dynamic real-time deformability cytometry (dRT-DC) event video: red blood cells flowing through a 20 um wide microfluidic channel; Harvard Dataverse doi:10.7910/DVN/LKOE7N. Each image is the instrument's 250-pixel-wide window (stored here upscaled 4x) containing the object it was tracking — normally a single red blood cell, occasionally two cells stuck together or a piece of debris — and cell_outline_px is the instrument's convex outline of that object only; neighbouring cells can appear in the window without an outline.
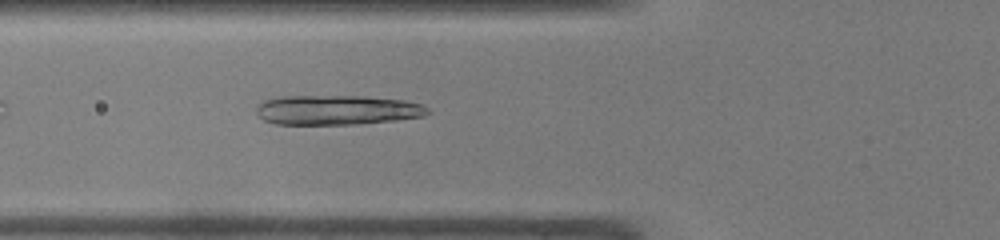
{"species": "common noctule bat (a hibernating species)", "species_latin": "Nyctalus noctula", "temperature_condition": "warm", "stored_images_in_passage": 30, "camera_frame_rate_fps": 3000, "um_per_image_px": 0.085, "animal": {"sex": "male", "body_mass_g": 19.0, "forearm_length_mm": 50.8}, "frame": {"image": 1, "passage_image": 6, "time_ms": 1.667, "image_size_px": [1000, 240], "cell_outline_px": [[432, 112], [424, 116], [396, 120], [356, 124], [276, 124], [264, 120], [256, 112], [256, 108], [264, 100], [280, 96], [364, 96], [404, 100], [420, 104], [428, 108]], "centroid_in_image_um": [28.67, 9.34], "position_along_channel_um": 97.1, "area_um2": 29.65}}
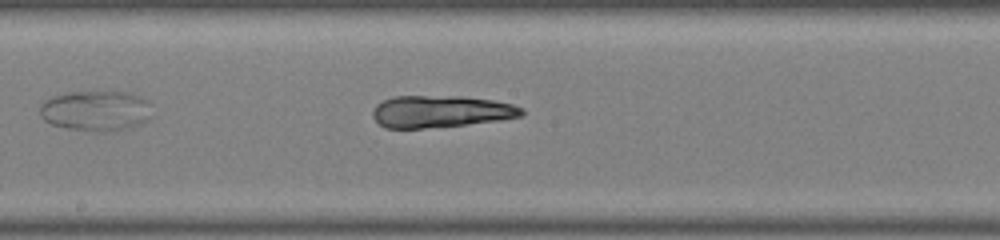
{"frame": {"image": 2, "passage_image": 14, "time_ms": 4.333, "image_size_px": [1000, 240], "cell_outline_px": [[524, 112], [520, 116], [500, 120], [464, 124], [424, 128], [384, 128], [372, 116], [372, 112], [376, 104], [392, 96], [460, 96], [492, 100], [512, 104], [524, 108]], "centroid_in_image_um": [37.44, 9.47], "position_along_channel_um": 210.8, "area_um2": 27.63}}
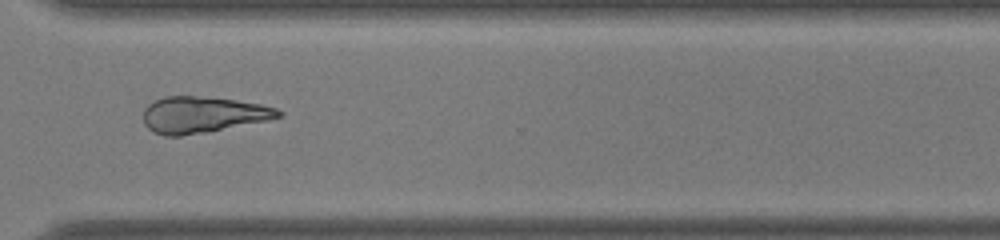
{"frame": {"image": 3, "passage_image": 24, "time_ms": 7.667, "image_size_px": [1000, 240], "cell_outline_px": [[284, 112], [280, 116], [268, 120], [208, 132], [180, 136], [164, 136], [152, 132], [144, 124], [144, 108], [148, 104], [164, 96], [196, 96], [236, 100], [260, 104], [276, 108]], "centroid_in_image_um": [17.21, 9.76], "position_along_channel_um": 353.4, "area_um2": 28.55}, "authors_computed_cell_mechanics": {"area_um2": 28.322, "velocity_mm_per_s": 4.2675, "shape_relaxation_time_tau1_ms": 8.2624, "shape_relaxation_time_tau2_ms": 1.8581, "deformation_change_tau1": 0.2506, "deformation_change_tau2": 0.1127}}